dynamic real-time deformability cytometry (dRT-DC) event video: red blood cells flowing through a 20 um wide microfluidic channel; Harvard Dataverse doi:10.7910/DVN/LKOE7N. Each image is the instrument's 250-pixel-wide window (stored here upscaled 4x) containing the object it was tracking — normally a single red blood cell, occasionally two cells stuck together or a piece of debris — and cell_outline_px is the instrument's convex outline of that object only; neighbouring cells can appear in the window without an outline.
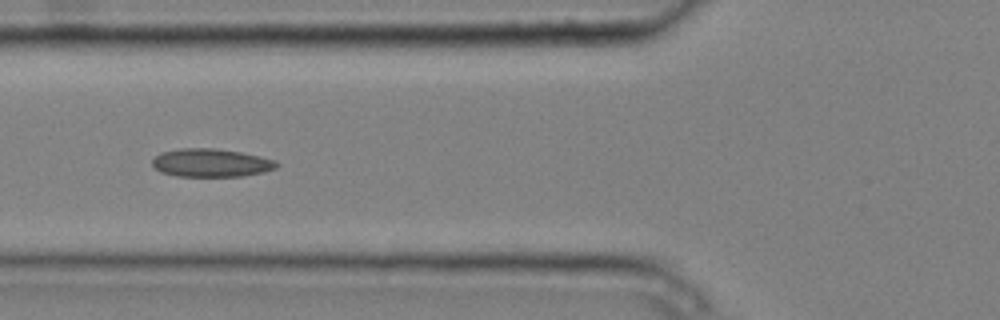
{"species": "common noctule bat (a hibernating species)", "species_latin": "Nyctalus noctula", "temperature_condition": "cold", "stored_images_in_passage": 7, "camera_frame_rate_fps": 3000, "um_per_image_px": 0.085, "animal": {"sex": "male", "body_mass_g": 20.4}, "frame": {"image": 1, "passage_image": 6, "time_ms": 1.667, "image_size_px": [1000, 320], "cell_outline_px": [[280, 164], [276, 168], [264, 172], [240, 176], [176, 176], [160, 172], [152, 164], [152, 160], [160, 152], [180, 148], [216, 148], [240, 152], [260, 156], [276, 160]], "centroid_in_image_um": [17.95, 13.83], "position_along_channel_um": 107.9, "area_um2": 20.52}}
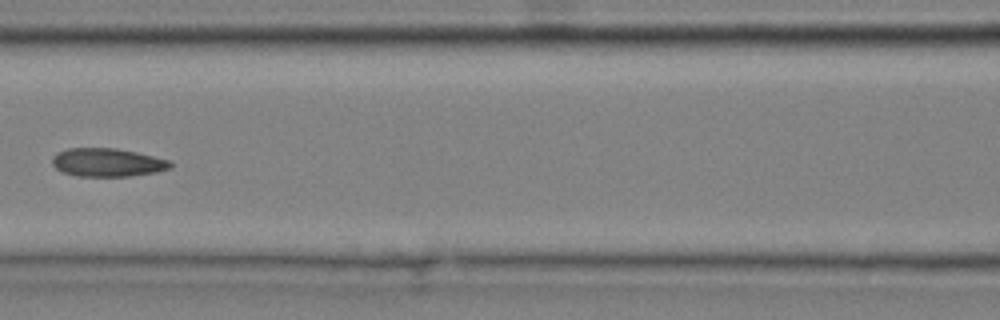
{"frame": {"image": 2, "passage_image": 7, "time_ms": 2.0, "image_size_px": [1000, 320], "cell_outline_px": [[172, 168], [156, 172], [128, 176], [76, 176], [64, 172], [56, 168], [52, 164], [52, 156], [56, 152], [68, 148], [116, 148], [136, 152], [172, 160]], "centroid_in_image_um": [9.14, 13.8], "position_along_channel_um": 157.5, "area_um2": 19.65}}